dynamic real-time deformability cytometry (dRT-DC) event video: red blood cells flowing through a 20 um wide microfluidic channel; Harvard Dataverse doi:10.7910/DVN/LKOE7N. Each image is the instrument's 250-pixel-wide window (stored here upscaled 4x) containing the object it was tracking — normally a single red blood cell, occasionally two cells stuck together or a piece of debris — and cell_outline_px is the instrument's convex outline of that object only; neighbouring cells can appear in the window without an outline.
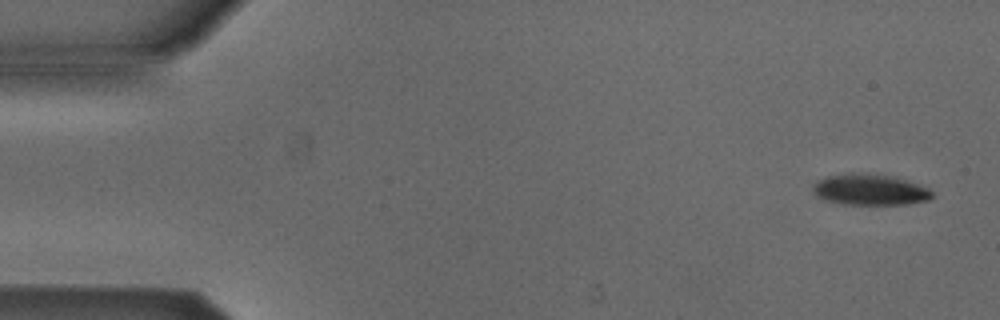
{"species": "Egyptian fruit bat (a non-hibernating species)", "species_latin": "Rousettus aegyptiacus", "temperature_condition": "cold", "stored_images_in_passage": 4, "camera_frame_rate_fps": 3000, "um_per_image_px": 0.085, "animal": {"sex": "male"}, "frame": {"image": 1, "passage_image": 1, "time_ms": 0.0, "image_size_px": [1000, 320], "cell_outline_px": [[932, 196], [928, 200], [908, 204], [840, 204], [824, 200], [816, 196], [812, 188], [816, 180], [824, 176], [848, 172], [852, 172], [896, 176], [928, 188], [932, 192]], "centroid_in_image_um": [73.89, 16.11], "position_along_channel_um": 11.1, "area_um2": 21.85}}
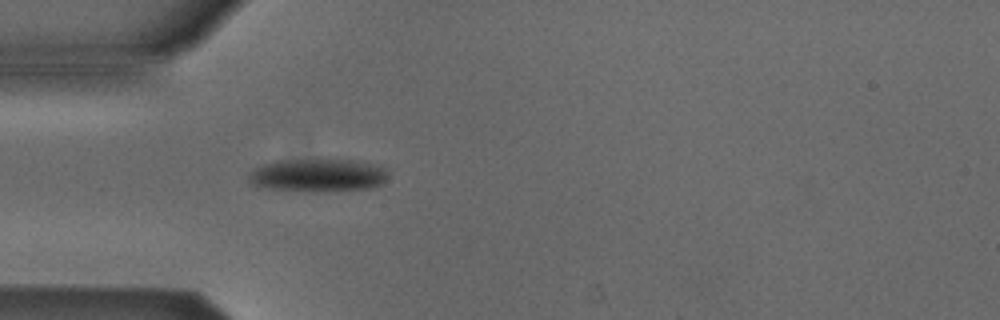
{"frame": {"image": 2, "passage_image": 4, "time_ms": 1.0, "image_size_px": [1000, 320], "cell_outline_px": [[388, 176], [384, 184], [372, 188], [316, 192], [260, 188], [252, 184], [248, 180], [248, 176], [252, 168], [276, 160], [352, 160], [376, 164], [384, 168], [388, 172]], "centroid_in_image_um": [27.01, 14.91], "position_along_channel_um": 58.0, "area_um2": 27.22}}